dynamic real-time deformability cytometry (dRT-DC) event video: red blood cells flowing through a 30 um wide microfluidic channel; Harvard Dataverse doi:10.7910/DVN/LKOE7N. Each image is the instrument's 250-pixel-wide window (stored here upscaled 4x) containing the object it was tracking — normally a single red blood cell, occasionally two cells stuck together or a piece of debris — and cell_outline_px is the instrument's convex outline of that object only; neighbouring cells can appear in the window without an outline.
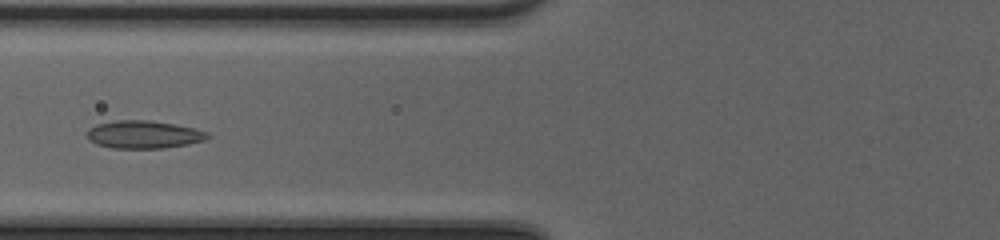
{"species": "common noctule bat (a hibernating species)", "species_latin": "Nyctalus noctula", "temperature_condition": "cold", "stored_images_in_passage": 46, "camera_frame_rate_fps": 3000, "um_per_image_px": 0.085, "animal": {"sex": "female", "body_mass_g": 20.0, "forearm_length_mm": 54.0}, "frame": {"image": 1, "passage_image": 18, "time_ms": 5.667, "image_size_px": [1000, 240], "cell_outline_px": [[212, 136], [204, 140], [188, 144], [164, 148], [112, 148], [96, 144], [88, 140], [88, 128], [96, 124], [116, 120], [148, 120], [176, 124], [196, 128], [208, 132]], "centroid_in_image_um": [12.23, 11.43], "position_along_channel_um": 113.6, "area_um2": 19.71}}
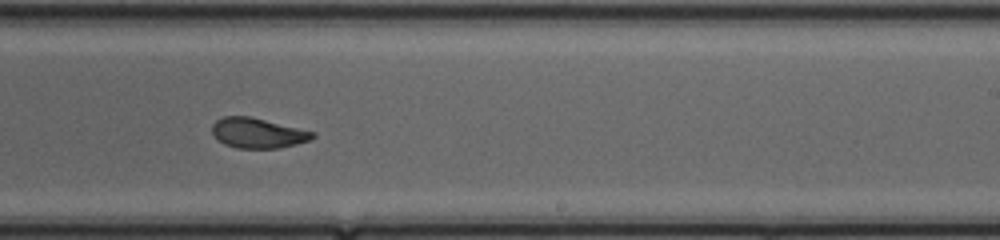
{"frame": {"image": 2, "passage_image": 29, "time_ms": 9.333, "image_size_px": [1000, 240], "cell_outline_px": [[316, 136], [312, 140], [280, 148], [236, 148], [224, 144], [212, 132], [212, 124], [216, 120], [224, 116], [252, 116], [316, 132]], "centroid_in_image_um": [21.96, 11.3], "position_along_channel_um": 267.0, "area_um2": 17.8}}
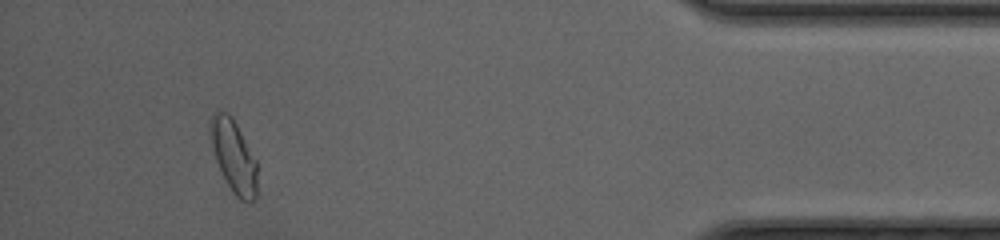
{"frame": {"image": 3, "passage_image": 43, "time_ms": 14.0, "image_size_px": [1000, 240], "cell_outline_px": [[256, 196], [252, 200], [240, 200], [232, 192], [216, 160], [208, 136], [208, 120], [216, 108], [228, 112], [232, 116], [256, 160]], "centroid_in_image_um": [19.8, 13.16], "position_along_channel_um": 415.4, "area_um2": 19.94}, "authors_computed_cell_mechanics": {"area_um2": 18.9006, "velocity_mm_per_s": 4.19, "shape_relaxation_time_tau1_ms": 5.1372, "shape_relaxation_time_tau2_ms": 1.02, "deformation_change_tau1": 0.1304, "deformation_change_tau2": 0.0645}}